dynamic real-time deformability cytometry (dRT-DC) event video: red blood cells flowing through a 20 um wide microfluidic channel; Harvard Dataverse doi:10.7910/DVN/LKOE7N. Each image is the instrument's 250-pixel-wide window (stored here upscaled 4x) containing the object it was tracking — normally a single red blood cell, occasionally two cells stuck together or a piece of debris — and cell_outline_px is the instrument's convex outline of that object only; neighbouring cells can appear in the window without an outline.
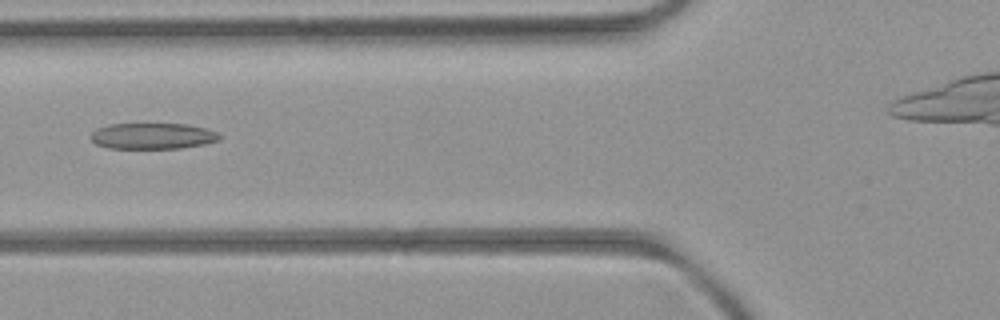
{"species": "common noctule bat (a hibernating species)", "species_latin": "Nyctalus noctula", "temperature_condition": "room temperature", "stored_images_in_passage": 35, "camera_frame_rate_fps": 3000, "um_per_image_px": 0.085, "animal": {"sex": "female", "body_mass_g": 21.9}, "frame": {"image": 1, "passage_image": 8, "time_ms": 2.333, "image_size_px": [1000, 320], "cell_outline_px": [[220, 140], [204, 144], [180, 148], [108, 148], [96, 144], [92, 140], [92, 132], [96, 128], [108, 124], [188, 124], [204, 128], [216, 132], [220, 136]], "centroid_in_image_um": [12.96, 11.56], "position_along_channel_um": 112.8, "area_um2": 19.42}}
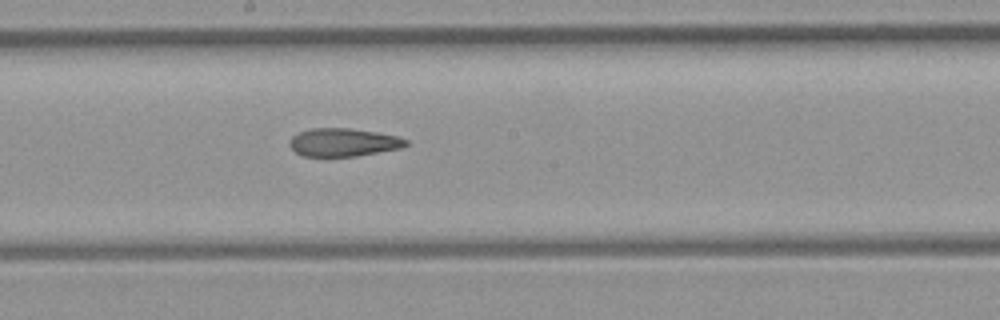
{"frame": {"image": 2, "passage_image": 16, "time_ms": 5.0, "image_size_px": [1000, 320], "cell_outline_px": [[408, 144], [404, 148], [356, 156], [300, 156], [288, 144], [288, 140], [292, 136], [300, 132], [312, 128], [348, 128], [376, 132], [396, 136], [408, 140]], "centroid_in_image_um": [29.18, 12.1], "position_along_channel_um": 219.0, "area_um2": 19.13}}
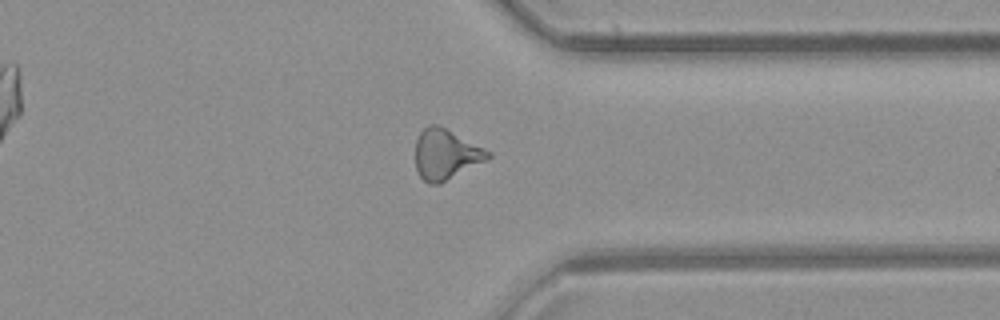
{"frame": {"image": 3, "passage_image": 28, "time_ms": 9.0, "image_size_px": [1000, 320], "cell_outline_px": [[492, 156], [488, 160], [440, 184], [428, 184], [420, 176], [416, 168], [416, 140], [420, 132], [428, 124], [436, 124], [492, 152]], "centroid_in_image_um": [37.9, 13.14], "position_along_channel_um": 373.5, "area_um2": 21.21}, "authors_computed_cell_mechanics": {"area_um2": 20.0566, "velocity_mm_per_s": 3.9573, "shape_relaxation_time_tau1_ms": null, "shape_relaxation_time_tau2_ms": 5.3118, "deformation_change_tau1": null, "deformation_change_tau2": 0.1565}}